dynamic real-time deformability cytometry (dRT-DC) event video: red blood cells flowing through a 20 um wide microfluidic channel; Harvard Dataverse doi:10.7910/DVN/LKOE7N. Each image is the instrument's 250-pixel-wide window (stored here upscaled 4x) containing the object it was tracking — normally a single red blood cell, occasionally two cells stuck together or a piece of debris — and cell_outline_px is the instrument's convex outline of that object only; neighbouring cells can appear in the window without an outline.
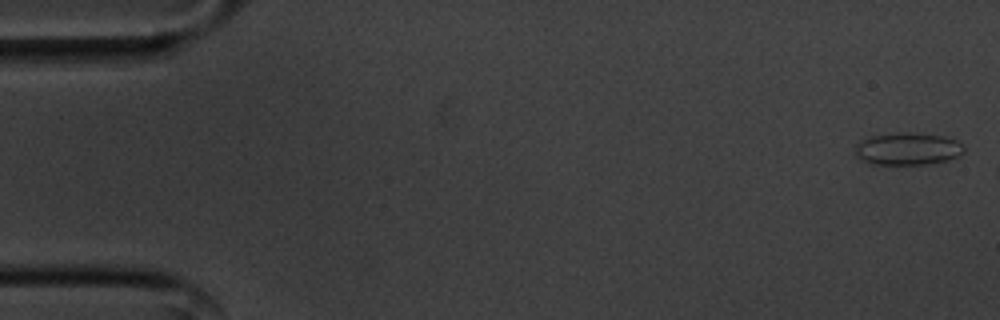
{"species": "common noctule bat (a hibernating species)", "species_latin": "Nyctalus noctula", "temperature_condition": "cold", "stored_images_in_passage": 7, "camera_frame_rate_fps": 3000, "um_per_image_px": 0.085, "animal": {"sex": "male", "body_mass_g": 20.1, "forearm_length_mm": 53.5}, "frame": {"image": 1, "passage_image": 1, "time_ms": 0.0, "image_size_px": [1000, 320], "cell_outline_px": [[964, 152], [948, 160], [924, 164], [872, 164], [856, 156], [856, 144], [860, 140], [872, 136], [900, 132], [916, 132], [944, 136], [956, 140], [964, 148]], "centroid_in_image_um": [77.15, 12.63], "position_along_channel_um": 7.8, "area_um2": 20.4}}